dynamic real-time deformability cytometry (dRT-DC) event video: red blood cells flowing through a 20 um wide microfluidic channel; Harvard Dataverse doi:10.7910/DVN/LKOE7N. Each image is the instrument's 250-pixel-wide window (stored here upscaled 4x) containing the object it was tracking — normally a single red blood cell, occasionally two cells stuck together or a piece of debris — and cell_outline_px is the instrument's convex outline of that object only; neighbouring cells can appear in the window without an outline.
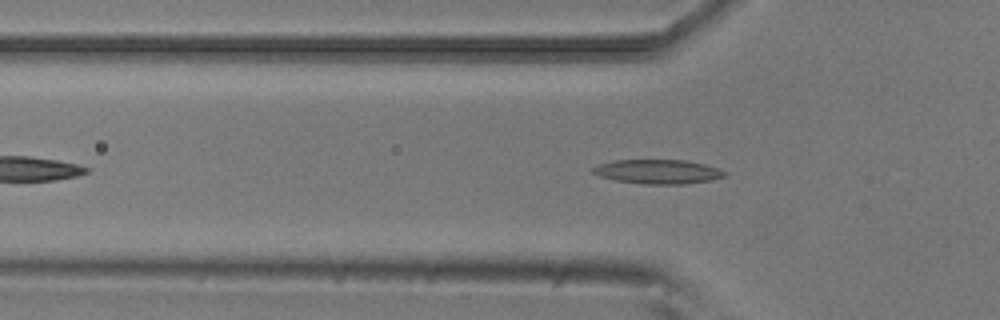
{"species": "common noctule bat (a hibernating species)", "species_latin": "Nyctalus noctula", "temperature_condition": "room temperature", "stored_images_in_passage": 48, "camera_frame_rate_fps": 3000, "um_per_image_px": 0.085, "animal": {"sex": "male", "body_mass_g": 20.5, "forearm_length_mm": 52.5}, "frame": {"image": 1, "passage_image": 11, "time_ms": 3.333, "image_size_px": [1000, 320], "cell_outline_px": [[724, 176], [708, 180], [680, 184], [644, 184], [616, 180], [600, 176], [592, 172], [592, 168], [596, 164], [616, 160], [688, 160], [704, 164], [716, 168], [724, 172]], "centroid_in_image_um": [55.84, 14.58], "position_along_channel_um": 70.0, "area_um2": 18.32}}
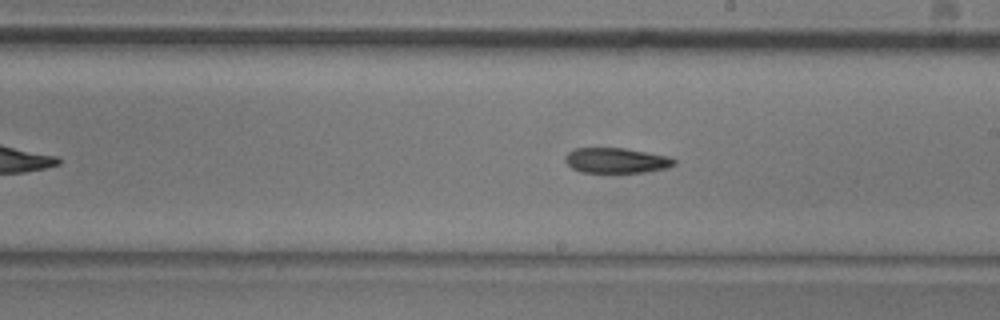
{"frame": {"image": 2, "passage_image": 24, "time_ms": 7.667, "image_size_px": [1000, 320], "cell_outline_px": [[676, 164], [668, 168], [620, 176], [616, 176], [580, 172], [572, 168], [564, 160], [564, 156], [568, 152], [576, 148], [624, 148], [668, 156], [676, 160]], "centroid_in_image_um": [52.37, 13.7], "position_along_channel_um": 236.6, "area_um2": 16.99}}
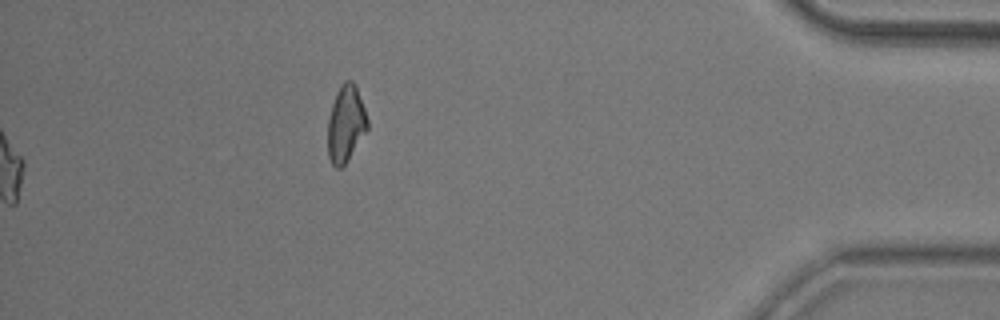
{"frame": {"image": 3, "passage_image": 48, "time_ms": 15.667, "image_size_px": [1000, 320], "cell_outline_px": [[368, 128], [344, 164], [340, 168], [336, 168], [332, 164], [328, 156], [328, 120], [332, 104], [336, 92], [340, 84], [344, 80], [352, 80], [356, 84], [368, 120]], "centroid_in_image_um": [29.38, 10.47], "position_along_channel_um": 405.8, "area_um2": 17.57}, "authors_computed_cell_mechanics": {"area_um2": 16.8487, "velocity_mm_per_s": 3.8216, "shape_relaxation_time_tau1_ms": 7.3436, "shape_relaxation_time_tau2_ms": 6.7053, "deformation_change_tau1": 0.15, "deformation_change_tau2": 0.1474}}